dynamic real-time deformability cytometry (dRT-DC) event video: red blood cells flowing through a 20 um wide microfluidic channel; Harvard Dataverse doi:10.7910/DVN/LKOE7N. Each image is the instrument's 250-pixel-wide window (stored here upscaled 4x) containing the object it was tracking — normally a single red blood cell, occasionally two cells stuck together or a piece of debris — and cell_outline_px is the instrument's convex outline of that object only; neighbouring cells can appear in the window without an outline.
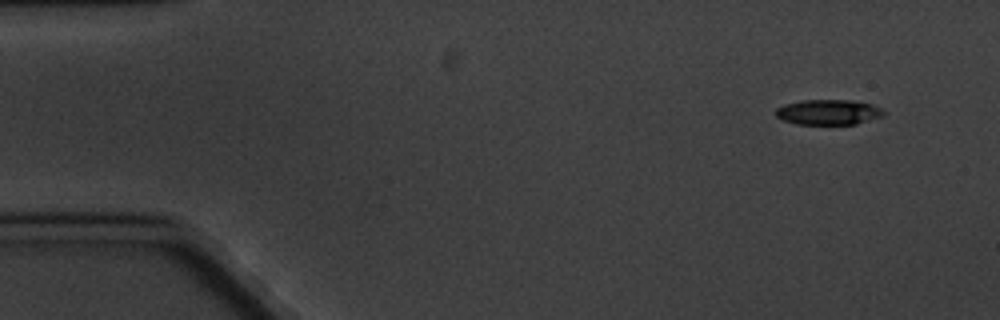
{"species": "common noctule bat (a hibernating species)", "species_latin": "Nyctalus noctula", "temperature_condition": "cold", "stored_images_in_passage": 5, "camera_frame_rate_fps": 3000, "um_per_image_px": 0.085, "animal": {"sex": "male", "body_mass_g": 20.1, "forearm_length_mm": 53.5}, "frame": {"image": 1, "passage_image": 1, "time_ms": 0.0, "image_size_px": [1000, 320], "cell_outline_px": [[888, 112], [884, 116], [856, 124], [796, 124], [784, 120], [776, 116], [776, 108], [784, 104], [800, 100], [852, 100], [872, 104]], "centroid_in_image_um": [70.45, 9.53], "position_along_channel_um": 14.6, "area_um2": 16.01}}